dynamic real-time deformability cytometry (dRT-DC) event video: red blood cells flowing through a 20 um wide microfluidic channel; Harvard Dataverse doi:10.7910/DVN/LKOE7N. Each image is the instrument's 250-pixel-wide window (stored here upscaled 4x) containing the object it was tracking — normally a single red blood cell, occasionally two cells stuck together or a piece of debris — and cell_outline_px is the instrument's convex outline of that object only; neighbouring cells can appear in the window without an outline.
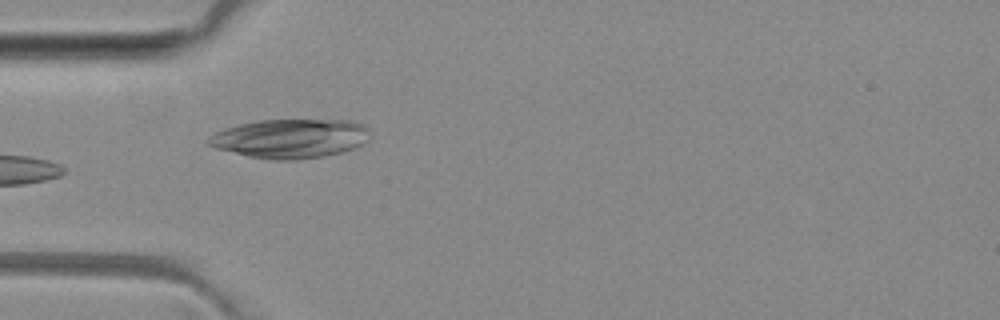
{"species": "common noctule bat (a hibernating species)", "species_latin": "Nyctalus noctula", "temperature_condition": "room temperature", "stored_images_in_passage": 7, "camera_frame_rate_fps": 3000, "um_per_image_px": 0.085, "animal": {"sex": "female", "body_mass_g": 29.2, "forearm_length_mm": 56.3}, "frame": {"image": 1, "passage_image": 5, "time_ms": 5.333, "image_size_px": [1000, 320], "cell_outline_px": [[368, 140], [344, 152], [324, 156], [296, 160], [276, 160], [248, 156], [216, 148], [208, 144], [208, 136], [216, 132], [240, 124], [256, 120], [352, 120], [364, 124], [368, 128]], "centroid_in_image_um": [24.7, 11.77], "position_along_channel_um": 60.3, "area_um2": 36.7}}
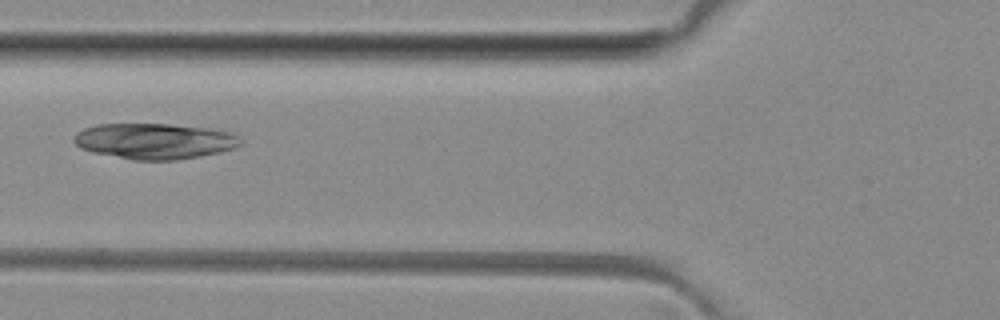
{"frame": {"image": 2, "passage_image": 6, "time_ms": 6.667, "image_size_px": [1000, 320], "cell_outline_px": [[244, 144], [220, 152], [200, 156], [176, 160], [132, 160], [92, 152], [80, 148], [72, 140], [76, 132], [84, 128], [96, 124], [168, 124], [208, 128], [232, 132]], "centroid_in_image_um": [13.11, 11.99], "position_along_channel_um": 112.7, "area_um2": 34.8}}
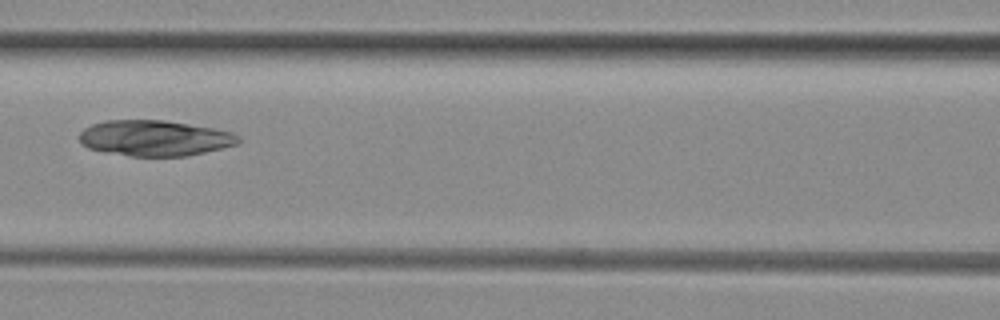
{"frame": {"image": 3, "passage_image": 7, "time_ms": 7.667, "image_size_px": [1000, 320], "cell_outline_px": [[240, 140], [236, 144], [204, 152], [184, 156], [128, 156], [104, 152], [88, 148], [80, 144], [80, 132], [84, 128], [92, 124], [104, 120], [164, 120], [212, 128], [232, 132], [240, 136]], "centroid_in_image_um": [13.1, 11.74], "position_along_channel_um": 153.5, "area_um2": 33.0}}